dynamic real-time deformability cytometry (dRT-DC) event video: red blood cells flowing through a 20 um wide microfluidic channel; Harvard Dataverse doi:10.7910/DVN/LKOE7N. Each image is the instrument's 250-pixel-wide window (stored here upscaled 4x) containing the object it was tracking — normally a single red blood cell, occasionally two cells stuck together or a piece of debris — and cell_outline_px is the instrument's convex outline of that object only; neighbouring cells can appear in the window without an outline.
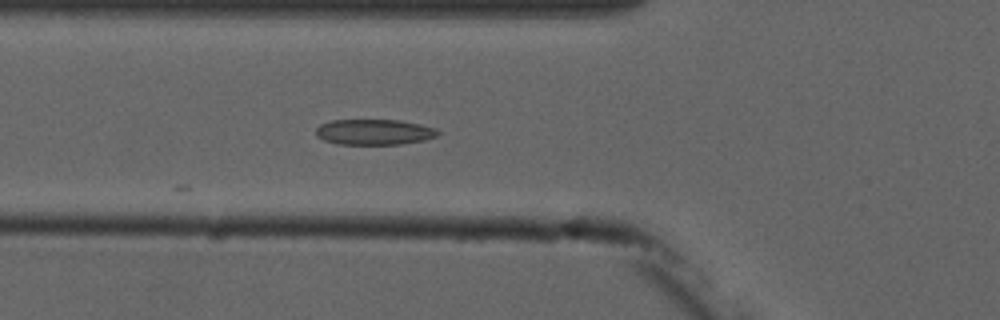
{"species": "common noctule bat (a hibernating species)", "species_latin": "Nyctalus noctula", "temperature_condition": "cold", "stored_images_in_passage": 4, "camera_frame_rate_fps": 3000, "um_per_image_px": 0.085, "animal": {"sex": "male", "forearm_length_mm": 52.5}, "frame": {"image": 1, "passage_image": 4, "time_ms": 4.333, "image_size_px": [1000, 320], "cell_outline_px": [[440, 132], [436, 136], [424, 140], [400, 144], [336, 144], [324, 140], [316, 136], [316, 128], [320, 124], [332, 120], [400, 120], [420, 124], [436, 128]], "centroid_in_image_um": [31.79, 11.22], "position_along_channel_um": 94.0, "area_um2": 18.21}}